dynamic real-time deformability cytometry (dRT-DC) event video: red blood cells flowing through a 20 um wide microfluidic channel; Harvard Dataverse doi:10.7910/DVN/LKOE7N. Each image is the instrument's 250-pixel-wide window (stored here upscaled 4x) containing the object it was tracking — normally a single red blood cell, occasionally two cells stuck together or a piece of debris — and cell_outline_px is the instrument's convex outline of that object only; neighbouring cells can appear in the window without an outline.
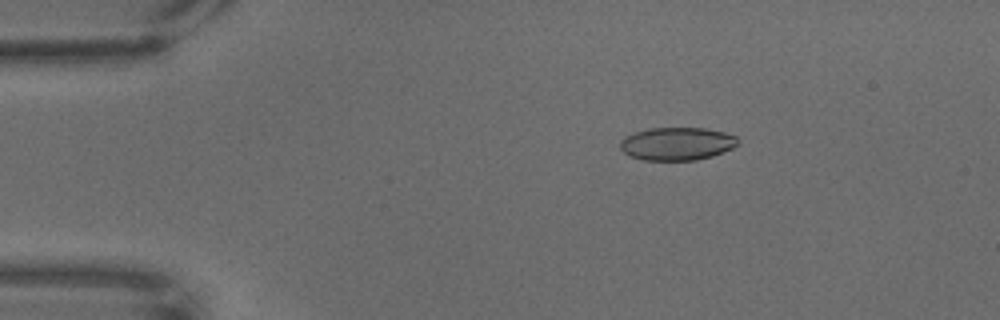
{"species": "common noctule bat (a hibernating species)", "species_latin": "Nyctalus noctula", "temperature_condition": "warm", "stored_images_in_passage": 67, "camera_frame_rate_fps": 3000, "um_per_image_px": 0.085, "animal": {"sex": "male", "body_mass_g": 18.8}, "frame": {"image": 1, "passage_image": 11, "time_ms": 3.333, "image_size_px": [1000, 320], "cell_outline_px": [[736, 144], [732, 148], [724, 152], [712, 156], [696, 160], [644, 160], [628, 156], [620, 148], [620, 140], [624, 136], [648, 128], [704, 128], [724, 132], [736, 136]], "centroid_in_image_um": [57.5, 12.22], "position_along_channel_um": 27.5, "area_um2": 22.6}}
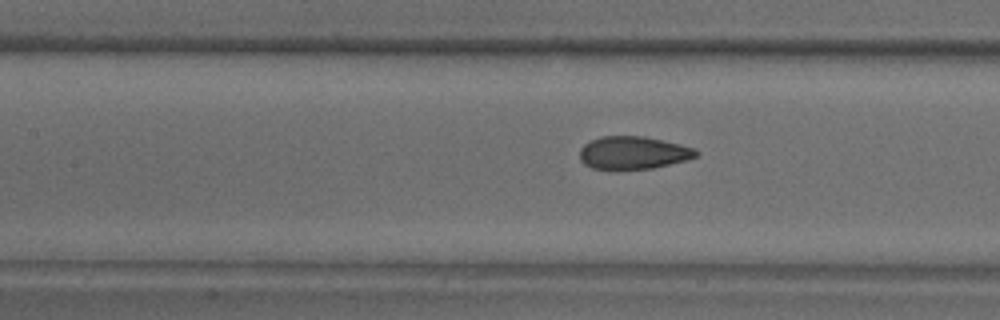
{"frame": {"image": 2, "passage_image": 30, "time_ms": 9.667, "image_size_px": [1000, 320], "cell_outline_px": [[700, 152], [696, 156], [688, 160], [652, 168], [616, 172], [592, 168], [584, 164], [580, 160], [580, 148], [584, 144], [600, 136], [644, 136], [680, 144], [696, 148]], "centroid_in_image_um": [53.8, 13.02], "position_along_channel_um": 153.6, "area_um2": 22.95}}
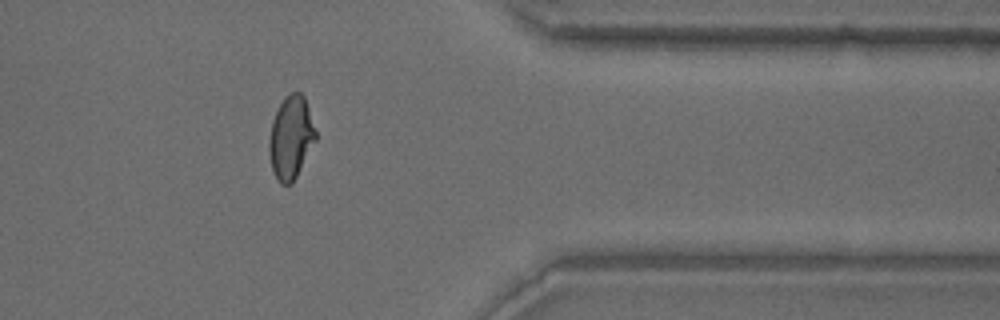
{"frame": {"image": 3, "passage_image": 55, "time_ms": 18.0, "image_size_px": [1000, 320], "cell_outline_px": [[316, 140], [292, 184], [280, 184], [276, 180], [272, 168], [268, 152], [268, 140], [272, 120], [284, 96], [288, 92], [300, 92], [304, 96], [316, 132]], "centroid_in_image_um": [24.7, 11.69], "position_along_channel_um": 386.7, "area_um2": 22.54}}